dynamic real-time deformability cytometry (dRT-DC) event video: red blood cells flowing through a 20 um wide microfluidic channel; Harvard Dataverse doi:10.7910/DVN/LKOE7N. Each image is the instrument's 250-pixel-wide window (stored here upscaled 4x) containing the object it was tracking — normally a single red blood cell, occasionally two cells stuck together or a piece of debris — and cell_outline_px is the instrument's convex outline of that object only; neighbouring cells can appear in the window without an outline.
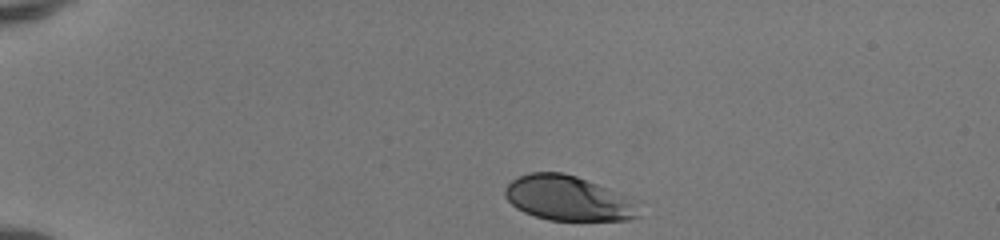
{"species": "human", "species_latin": "Homo sapiens", "temperature_condition": "room temperature", "stored_images_in_passage": 34, "camera_frame_rate_fps": 3000, "um_per_image_px": 0.085, "donor": {"sex": "female"}, "frame": {"image": 1, "passage_image": 1, "time_ms": 0.0, "image_size_px": [1000, 240], "cell_outline_px": [[640, 216], [632, 220], [548, 220], [524, 212], [516, 208], [504, 196], [504, 188], [512, 180], [528, 172], [564, 172], [576, 176], [596, 184], [624, 196]], "centroid_in_image_um": [48.16, 16.85], "position_along_channel_um": 36.8, "area_um2": 34.16}}
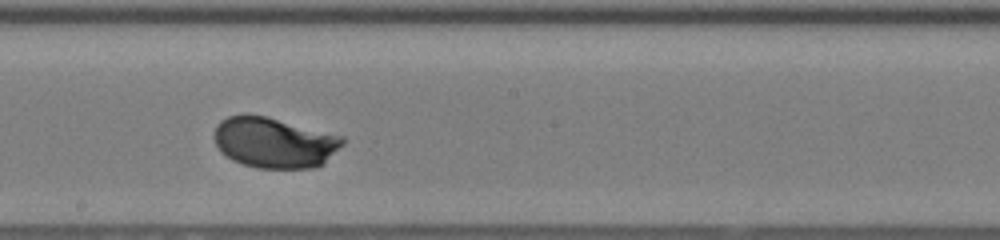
{"frame": {"image": 2, "passage_image": 20, "time_ms": 6.333, "image_size_px": [1000, 240], "cell_outline_px": [[344, 144], [324, 164], [312, 168], [256, 168], [232, 160], [220, 152], [212, 136], [216, 124], [220, 120], [228, 116], [264, 116], [344, 136]], "centroid_in_image_um": [23.31, 12.14], "position_along_channel_um": 224.9, "area_um2": 37.8}}
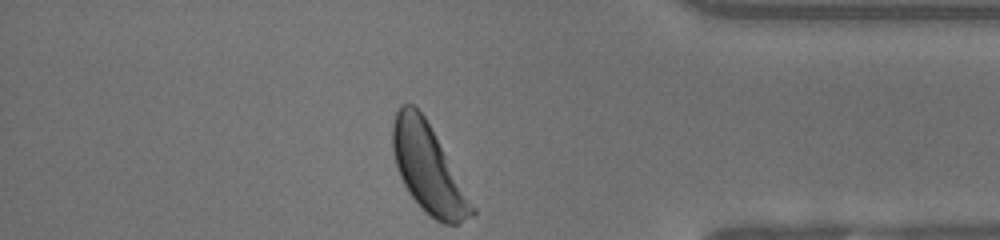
{"frame": {"image": 3, "passage_image": 34, "time_ms": 11.0, "image_size_px": [1000, 240], "cell_outline_px": [[476, 212], [472, 216], [456, 224], [444, 224], [436, 220], [424, 212], [408, 192], [400, 176], [396, 164], [392, 148], [392, 124], [396, 112], [400, 104], [412, 104], [424, 116], [476, 208]], "centroid_in_image_um": [36.38, 14.36], "position_along_channel_um": 398.8, "area_um2": 40.06}, "authors_computed_cell_mechanics": {"area_um2": 37.8012, "velocity_mm_per_s": 4.0995, "shape_relaxation_time_tau1_ms": 1.6805, "shape_relaxation_time_tau2_ms": null, "deformation_change_tau1": 0.1321, "deformation_change_tau2": null}}